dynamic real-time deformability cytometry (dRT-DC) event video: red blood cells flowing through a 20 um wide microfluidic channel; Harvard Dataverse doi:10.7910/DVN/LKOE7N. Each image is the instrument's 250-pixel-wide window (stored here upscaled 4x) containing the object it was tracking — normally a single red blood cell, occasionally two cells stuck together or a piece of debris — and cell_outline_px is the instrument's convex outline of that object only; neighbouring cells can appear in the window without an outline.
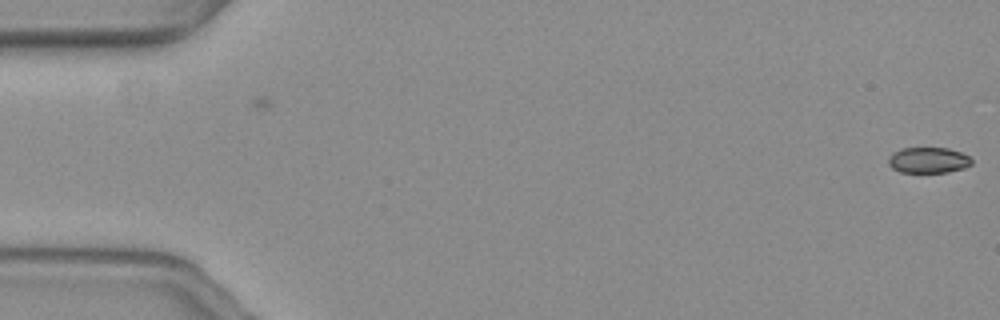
{"species": "common noctule bat (a hibernating species)", "species_latin": "Nyctalus noctula", "temperature_condition": "warm", "stored_images_in_passage": 5, "camera_frame_rate_fps": 3000, "um_per_image_px": 0.085, "animal": {"sex": "female", "body_mass_g": 19.3, "forearm_length_mm": 54.1}, "frame": {"image": 1, "passage_image": 5, "time_ms": 1.333, "image_size_px": [1000, 320], "cell_outline_px": [[972, 164], [964, 168], [948, 172], [900, 172], [892, 168], [888, 164], [888, 160], [892, 152], [904, 148], [948, 148], [960, 152], [968, 156], [972, 160]], "centroid_in_image_um": [78.9, 13.62], "position_along_channel_um": 6.1, "area_um2": 12.48}}